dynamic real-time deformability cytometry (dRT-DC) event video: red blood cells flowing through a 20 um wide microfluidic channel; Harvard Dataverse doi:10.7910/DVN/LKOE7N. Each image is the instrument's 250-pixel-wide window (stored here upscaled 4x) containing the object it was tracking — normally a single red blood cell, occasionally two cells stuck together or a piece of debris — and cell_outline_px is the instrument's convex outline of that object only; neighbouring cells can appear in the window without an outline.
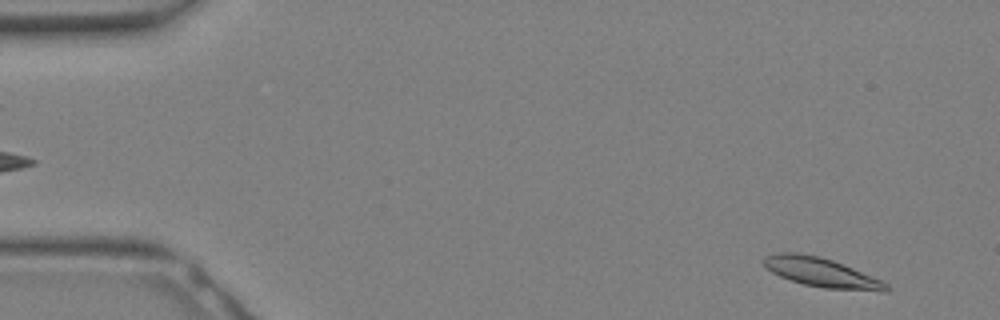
{"species": "Egyptian fruit bat (a non-hibernating species)", "species_latin": "Rousettus aegyptiacus", "temperature_condition": "warm", "stored_images_in_passage": 30, "camera_frame_rate_fps": 3000, "um_per_image_px": 0.085, "animal": {"sex": "female"}, "frame": {"image": 1, "passage_image": 1, "time_ms": 0.0, "image_size_px": [1000, 320], "cell_outline_px": [[888, 292], [880, 292], [824, 288], [804, 284], [780, 276], [772, 272], [764, 264], [764, 256], [776, 252], [796, 252], [820, 256], [844, 264], [872, 276], [888, 284]], "centroid_in_image_um": [69.84, 23.16], "position_along_channel_um": 15.2, "area_um2": 20.87}}
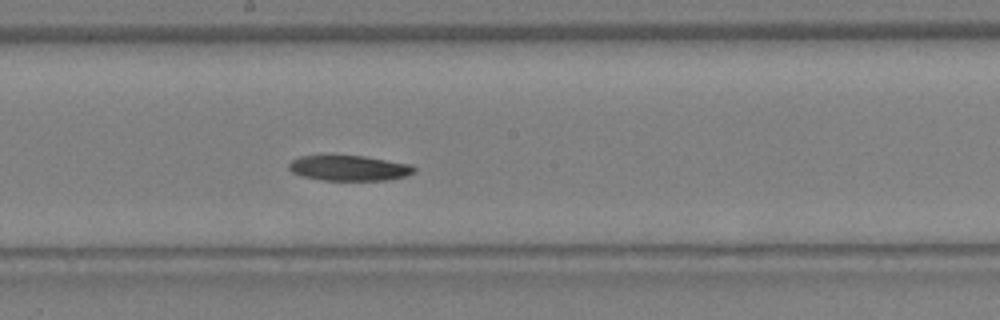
{"frame": {"image": 2, "passage_image": 16, "time_ms": 5.0, "image_size_px": [1000, 320], "cell_outline_px": [[416, 172], [408, 176], [388, 180], [320, 180], [300, 176], [292, 172], [288, 168], [288, 164], [292, 160], [300, 156], [320, 152], [364, 156], [412, 164], [416, 168]], "centroid_in_image_um": [29.62, 14.24], "position_along_channel_um": 218.6, "area_um2": 19.59}}
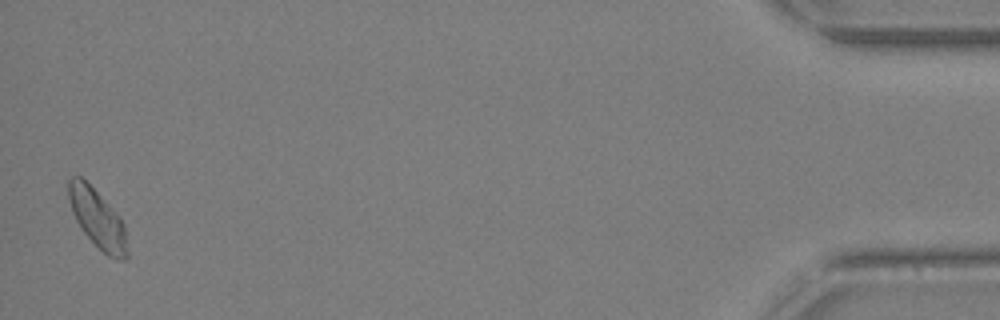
{"frame": {"image": 3, "passage_image": 30, "time_ms": 9.667, "image_size_px": [1000, 320], "cell_outline_px": [[128, 260], [116, 260], [108, 256], [80, 228], [72, 212], [68, 200], [68, 180], [72, 176], [80, 176], [120, 216], [124, 224], [128, 252]], "centroid_in_image_um": [8.3, 18.62], "position_along_channel_um": 426.9, "area_um2": 19.88}}